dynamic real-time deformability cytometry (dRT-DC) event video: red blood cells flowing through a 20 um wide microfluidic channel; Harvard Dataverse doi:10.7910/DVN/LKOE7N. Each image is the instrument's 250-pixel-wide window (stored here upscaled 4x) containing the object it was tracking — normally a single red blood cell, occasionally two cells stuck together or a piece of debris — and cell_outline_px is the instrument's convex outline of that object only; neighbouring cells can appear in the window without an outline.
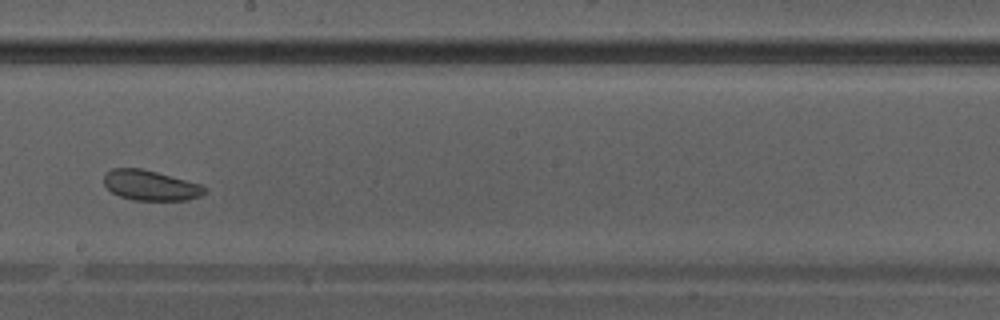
{"species": "Egyptian fruit bat (a non-hibernating species)", "species_latin": "Rousettus aegyptiacus", "temperature_condition": "warm", "stored_images_in_passage": 32, "camera_frame_rate_fps": 3000, "um_per_image_px": 0.085, "animal": {"sex": "male"}, "frame": {"image": 1, "passage_image": 14, "time_ms": 4.333, "image_size_px": [1000, 320], "cell_outline_px": [[204, 192], [200, 196], [188, 200], [132, 200], [120, 196], [112, 192], [104, 184], [104, 176], [112, 168], [140, 168], [156, 172], [200, 184], [204, 188]], "centroid_in_image_um": [12.76, 15.76], "position_along_channel_um": 235.4, "area_um2": 17.4}}